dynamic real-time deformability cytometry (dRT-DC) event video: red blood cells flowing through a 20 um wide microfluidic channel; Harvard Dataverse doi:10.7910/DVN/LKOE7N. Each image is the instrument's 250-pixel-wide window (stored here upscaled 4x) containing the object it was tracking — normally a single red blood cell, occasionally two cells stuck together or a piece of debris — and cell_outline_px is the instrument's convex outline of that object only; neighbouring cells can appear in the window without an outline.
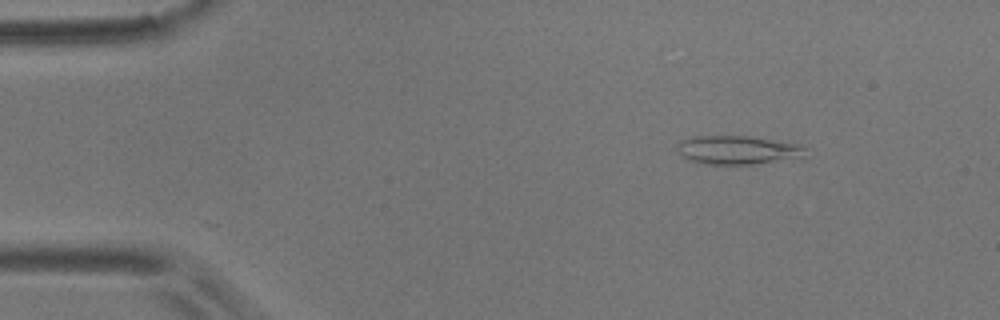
{"species": "common noctule bat (a hibernating species)", "species_latin": "Nyctalus noctula", "temperature_condition": "room temperature", "stored_images_in_passage": 7, "camera_frame_rate_fps": 3000, "um_per_image_px": 0.085, "animal": {"sex": "male", "body_mass_g": 17.9}, "frame": {"image": 1, "passage_image": 3, "time_ms": 0.667, "image_size_px": [1000, 320], "cell_outline_px": [[804, 148], [800, 156], [752, 164], [704, 164], [688, 160], [680, 156], [676, 148], [680, 140], [696, 136], [748, 136], [796, 144]], "centroid_in_image_um": [62.52, 12.74], "position_along_channel_um": 22.5, "area_um2": 20.81}}
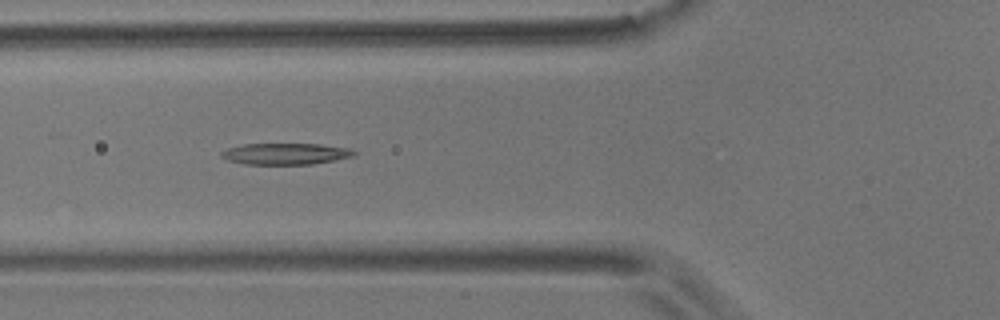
{"frame": {"image": 2, "passage_image": 6, "time_ms": 1.667, "image_size_px": [1000, 320], "cell_outline_px": [[356, 156], [336, 160], [312, 164], [244, 164], [228, 160], [220, 156], [220, 152], [228, 148], [244, 144], [320, 144], [348, 148], [356, 152]], "centroid_in_image_um": [24.28, 13.07], "position_along_channel_um": 101.5, "area_um2": 16.53}}
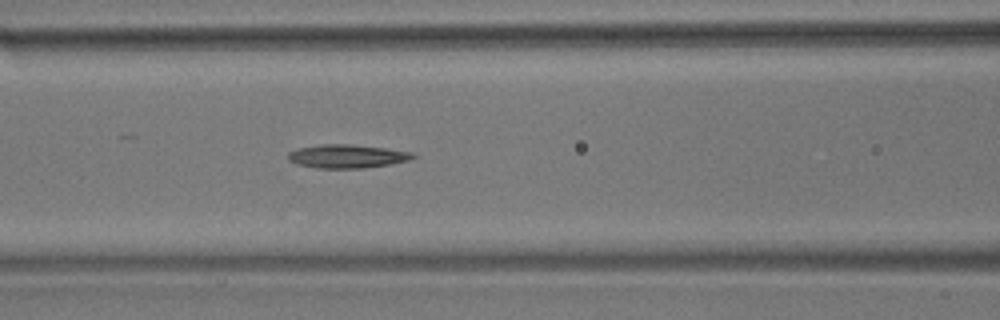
{"frame": {"image": 3, "passage_image": 7, "time_ms": 2.0, "image_size_px": [1000, 320], "cell_outline_px": [[416, 156], [408, 160], [388, 164], [364, 168], [316, 168], [296, 164], [288, 160], [288, 152], [300, 148], [320, 144], [348, 144], [384, 148], [412, 152]], "centroid_in_image_um": [29.46, 13.28], "position_along_channel_um": 137.1, "area_um2": 16.94}}